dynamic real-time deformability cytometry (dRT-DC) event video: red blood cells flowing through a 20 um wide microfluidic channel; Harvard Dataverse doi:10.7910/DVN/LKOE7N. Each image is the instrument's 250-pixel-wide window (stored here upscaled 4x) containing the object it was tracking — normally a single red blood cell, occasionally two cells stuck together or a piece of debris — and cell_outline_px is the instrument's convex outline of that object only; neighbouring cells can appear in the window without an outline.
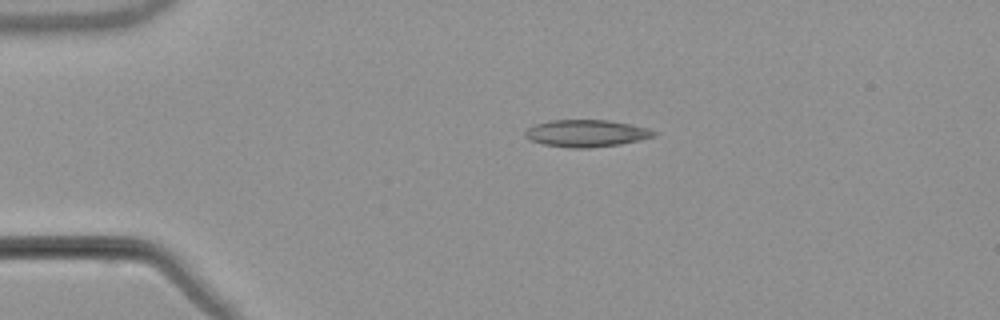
{"species": "common noctule bat (a hibernating species)", "species_latin": "Nyctalus noctula", "temperature_condition": "warm", "stored_images_in_passage": 43, "camera_frame_rate_fps": 3000, "um_per_image_px": 0.085, "animal": {"sex": "male", "body_mass_g": 21.5, "forearm_length_mm": 52.0}, "frame": {"image": 1, "passage_image": 1, "time_ms": 0.0, "image_size_px": [1000, 320], "cell_outline_px": [[656, 136], [640, 140], [620, 144], [588, 148], [572, 148], [544, 144], [532, 140], [524, 136], [524, 132], [528, 128], [536, 124], [548, 120], [608, 120], [632, 124], [648, 128], [656, 132]], "centroid_in_image_um": [49.86, 11.32], "position_along_channel_um": 35.1, "area_um2": 20.29}}
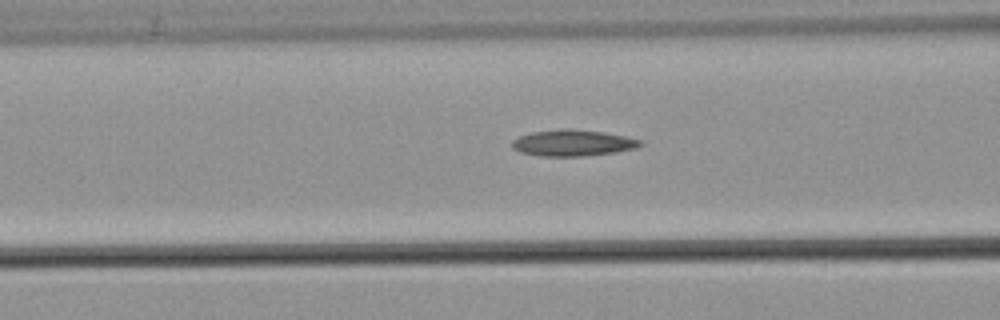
{"frame": {"image": 2, "passage_image": 11, "time_ms": 3.333, "image_size_px": [1000, 320], "cell_outline_px": [[644, 144], [632, 148], [616, 152], [584, 156], [540, 156], [520, 152], [512, 148], [512, 140], [520, 136], [532, 132], [564, 128], [572, 128], [604, 132], [624, 136], [640, 140]], "centroid_in_image_um": [48.65, 12.14], "position_along_channel_um": 117.9, "area_um2": 19.59}}
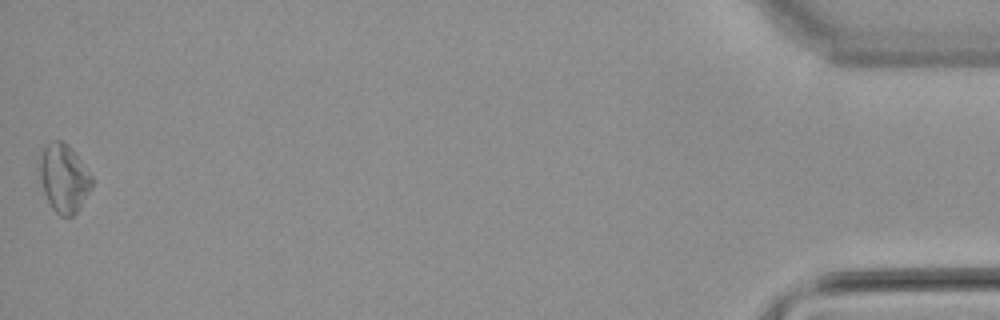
{"frame": {"image": 3, "passage_image": 43, "time_ms": 14.0, "image_size_px": [1000, 320], "cell_outline_px": [[92, 188], [80, 208], [72, 216], [60, 216], [52, 208], [44, 192], [40, 176], [40, 156], [44, 148], [52, 140], [60, 140], [76, 156], [92, 176]], "centroid_in_image_um": [5.43, 15.19], "position_along_channel_um": 429.8, "area_um2": 20.17}}